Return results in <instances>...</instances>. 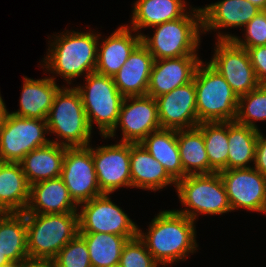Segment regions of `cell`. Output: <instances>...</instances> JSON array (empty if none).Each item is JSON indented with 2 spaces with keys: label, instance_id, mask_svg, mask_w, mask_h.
Listing matches in <instances>:
<instances>
[{
  "label": "cell",
  "instance_id": "obj_1",
  "mask_svg": "<svg viewBox=\"0 0 266 267\" xmlns=\"http://www.w3.org/2000/svg\"><path fill=\"white\" fill-rule=\"evenodd\" d=\"M149 223L147 233L138 228V237L159 265L173 266L198 252L197 222L186 215L173 209L163 210Z\"/></svg>",
  "mask_w": 266,
  "mask_h": 267
},
{
  "label": "cell",
  "instance_id": "obj_2",
  "mask_svg": "<svg viewBox=\"0 0 266 267\" xmlns=\"http://www.w3.org/2000/svg\"><path fill=\"white\" fill-rule=\"evenodd\" d=\"M54 34L49 39V46L45 57L39 63L46 71L51 73L50 78L57 80L62 77L68 85L74 79L95 72L97 65V52L99 33L86 30L74 31L65 29L60 34ZM52 37L54 39H52ZM52 40V41H51ZM56 77H55V76Z\"/></svg>",
  "mask_w": 266,
  "mask_h": 267
},
{
  "label": "cell",
  "instance_id": "obj_3",
  "mask_svg": "<svg viewBox=\"0 0 266 267\" xmlns=\"http://www.w3.org/2000/svg\"><path fill=\"white\" fill-rule=\"evenodd\" d=\"M151 35H141V43L152 54L154 60L199 56L201 45L202 14L199 7H191L181 18L152 27ZM201 35V36H200Z\"/></svg>",
  "mask_w": 266,
  "mask_h": 267
},
{
  "label": "cell",
  "instance_id": "obj_4",
  "mask_svg": "<svg viewBox=\"0 0 266 267\" xmlns=\"http://www.w3.org/2000/svg\"><path fill=\"white\" fill-rule=\"evenodd\" d=\"M29 260L52 261L79 234L78 213H24Z\"/></svg>",
  "mask_w": 266,
  "mask_h": 267
},
{
  "label": "cell",
  "instance_id": "obj_5",
  "mask_svg": "<svg viewBox=\"0 0 266 267\" xmlns=\"http://www.w3.org/2000/svg\"><path fill=\"white\" fill-rule=\"evenodd\" d=\"M74 85H62L56 92L47 117L48 135L55 134L51 142L61 146L85 147L91 143L93 130Z\"/></svg>",
  "mask_w": 266,
  "mask_h": 267
},
{
  "label": "cell",
  "instance_id": "obj_6",
  "mask_svg": "<svg viewBox=\"0 0 266 267\" xmlns=\"http://www.w3.org/2000/svg\"><path fill=\"white\" fill-rule=\"evenodd\" d=\"M194 84L196 90V109L198 121H235L238 111V96L233 92L225 78L206 61L198 65Z\"/></svg>",
  "mask_w": 266,
  "mask_h": 267
},
{
  "label": "cell",
  "instance_id": "obj_7",
  "mask_svg": "<svg viewBox=\"0 0 266 267\" xmlns=\"http://www.w3.org/2000/svg\"><path fill=\"white\" fill-rule=\"evenodd\" d=\"M176 192L182 208L174 209L197 221L199 215H223L232 209L219 172L188 175L176 182Z\"/></svg>",
  "mask_w": 266,
  "mask_h": 267
},
{
  "label": "cell",
  "instance_id": "obj_8",
  "mask_svg": "<svg viewBox=\"0 0 266 267\" xmlns=\"http://www.w3.org/2000/svg\"><path fill=\"white\" fill-rule=\"evenodd\" d=\"M85 84L74 86L80 93L90 128L98 127L100 137L107 136L116 126L124 96L117 89L113 77L89 73Z\"/></svg>",
  "mask_w": 266,
  "mask_h": 267
},
{
  "label": "cell",
  "instance_id": "obj_9",
  "mask_svg": "<svg viewBox=\"0 0 266 267\" xmlns=\"http://www.w3.org/2000/svg\"><path fill=\"white\" fill-rule=\"evenodd\" d=\"M47 120L18 117L7 112L0 125V161L20 162L25 155L51 142Z\"/></svg>",
  "mask_w": 266,
  "mask_h": 267
},
{
  "label": "cell",
  "instance_id": "obj_10",
  "mask_svg": "<svg viewBox=\"0 0 266 267\" xmlns=\"http://www.w3.org/2000/svg\"><path fill=\"white\" fill-rule=\"evenodd\" d=\"M110 195L103 193L78 206L79 233L100 232L137 237L138 225L111 200Z\"/></svg>",
  "mask_w": 266,
  "mask_h": 267
},
{
  "label": "cell",
  "instance_id": "obj_11",
  "mask_svg": "<svg viewBox=\"0 0 266 267\" xmlns=\"http://www.w3.org/2000/svg\"><path fill=\"white\" fill-rule=\"evenodd\" d=\"M207 63L225 78L238 98L260 85L247 49L233 40H216L214 54Z\"/></svg>",
  "mask_w": 266,
  "mask_h": 267
},
{
  "label": "cell",
  "instance_id": "obj_12",
  "mask_svg": "<svg viewBox=\"0 0 266 267\" xmlns=\"http://www.w3.org/2000/svg\"><path fill=\"white\" fill-rule=\"evenodd\" d=\"M120 128L122 137L119 142L141 143L150 133L161 128L157 103L148 95L125 97L117 124L105 139H116V130Z\"/></svg>",
  "mask_w": 266,
  "mask_h": 267
},
{
  "label": "cell",
  "instance_id": "obj_13",
  "mask_svg": "<svg viewBox=\"0 0 266 267\" xmlns=\"http://www.w3.org/2000/svg\"><path fill=\"white\" fill-rule=\"evenodd\" d=\"M61 178L78 206L103 194L95 171L92 144L66 147Z\"/></svg>",
  "mask_w": 266,
  "mask_h": 267
},
{
  "label": "cell",
  "instance_id": "obj_14",
  "mask_svg": "<svg viewBox=\"0 0 266 267\" xmlns=\"http://www.w3.org/2000/svg\"><path fill=\"white\" fill-rule=\"evenodd\" d=\"M232 211L245 209L266 215V176L254 167L219 172Z\"/></svg>",
  "mask_w": 266,
  "mask_h": 267
},
{
  "label": "cell",
  "instance_id": "obj_15",
  "mask_svg": "<svg viewBox=\"0 0 266 267\" xmlns=\"http://www.w3.org/2000/svg\"><path fill=\"white\" fill-rule=\"evenodd\" d=\"M92 146V156L102 193L113 194L122 187L131 188L130 143Z\"/></svg>",
  "mask_w": 266,
  "mask_h": 267
},
{
  "label": "cell",
  "instance_id": "obj_16",
  "mask_svg": "<svg viewBox=\"0 0 266 267\" xmlns=\"http://www.w3.org/2000/svg\"><path fill=\"white\" fill-rule=\"evenodd\" d=\"M203 34L216 32V40H232L235 35L221 32L226 28L243 27L259 12L248 0H220L200 7ZM212 30V31H211ZM218 31V33H217Z\"/></svg>",
  "mask_w": 266,
  "mask_h": 267
},
{
  "label": "cell",
  "instance_id": "obj_17",
  "mask_svg": "<svg viewBox=\"0 0 266 267\" xmlns=\"http://www.w3.org/2000/svg\"><path fill=\"white\" fill-rule=\"evenodd\" d=\"M161 128L190 129L199 125L194 79L155 98Z\"/></svg>",
  "mask_w": 266,
  "mask_h": 267
},
{
  "label": "cell",
  "instance_id": "obj_18",
  "mask_svg": "<svg viewBox=\"0 0 266 267\" xmlns=\"http://www.w3.org/2000/svg\"><path fill=\"white\" fill-rule=\"evenodd\" d=\"M201 62L199 56L154 60L146 95L156 98L188 84Z\"/></svg>",
  "mask_w": 266,
  "mask_h": 267
},
{
  "label": "cell",
  "instance_id": "obj_19",
  "mask_svg": "<svg viewBox=\"0 0 266 267\" xmlns=\"http://www.w3.org/2000/svg\"><path fill=\"white\" fill-rule=\"evenodd\" d=\"M101 37L99 33L95 72L113 77L141 43V35L125 24L119 26L107 38L101 39Z\"/></svg>",
  "mask_w": 266,
  "mask_h": 267
},
{
  "label": "cell",
  "instance_id": "obj_20",
  "mask_svg": "<svg viewBox=\"0 0 266 267\" xmlns=\"http://www.w3.org/2000/svg\"><path fill=\"white\" fill-rule=\"evenodd\" d=\"M154 58L140 43L129 55L113 81L124 97L145 96L149 85Z\"/></svg>",
  "mask_w": 266,
  "mask_h": 267
},
{
  "label": "cell",
  "instance_id": "obj_21",
  "mask_svg": "<svg viewBox=\"0 0 266 267\" xmlns=\"http://www.w3.org/2000/svg\"><path fill=\"white\" fill-rule=\"evenodd\" d=\"M78 205L71 198L61 177L30 185V197L23 213H78Z\"/></svg>",
  "mask_w": 266,
  "mask_h": 267
},
{
  "label": "cell",
  "instance_id": "obj_22",
  "mask_svg": "<svg viewBox=\"0 0 266 267\" xmlns=\"http://www.w3.org/2000/svg\"><path fill=\"white\" fill-rule=\"evenodd\" d=\"M19 109L10 113L18 117L47 120L53 99L61 87L46 76L41 79L23 77Z\"/></svg>",
  "mask_w": 266,
  "mask_h": 267
},
{
  "label": "cell",
  "instance_id": "obj_23",
  "mask_svg": "<svg viewBox=\"0 0 266 267\" xmlns=\"http://www.w3.org/2000/svg\"><path fill=\"white\" fill-rule=\"evenodd\" d=\"M131 188L162 191L176 182L164 167L154 159L141 143H130Z\"/></svg>",
  "mask_w": 266,
  "mask_h": 267
},
{
  "label": "cell",
  "instance_id": "obj_24",
  "mask_svg": "<svg viewBox=\"0 0 266 267\" xmlns=\"http://www.w3.org/2000/svg\"><path fill=\"white\" fill-rule=\"evenodd\" d=\"M186 0H136L133 3L131 24H126L139 35L142 29L183 17L191 9Z\"/></svg>",
  "mask_w": 266,
  "mask_h": 267
},
{
  "label": "cell",
  "instance_id": "obj_25",
  "mask_svg": "<svg viewBox=\"0 0 266 267\" xmlns=\"http://www.w3.org/2000/svg\"><path fill=\"white\" fill-rule=\"evenodd\" d=\"M66 147L50 142L36 148L20 161L30 185L61 177Z\"/></svg>",
  "mask_w": 266,
  "mask_h": 267
},
{
  "label": "cell",
  "instance_id": "obj_26",
  "mask_svg": "<svg viewBox=\"0 0 266 267\" xmlns=\"http://www.w3.org/2000/svg\"><path fill=\"white\" fill-rule=\"evenodd\" d=\"M30 184L20 162L0 161V213L25 212Z\"/></svg>",
  "mask_w": 266,
  "mask_h": 267
},
{
  "label": "cell",
  "instance_id": "obj_27",
  "mask_svg": "<svg viewBox=\"0 0 266 267\" xmlns=\"http://www.w3.org/2000/svg\"><path fill=\"white\" fill-rule=\"evenodd\" d=\"M141 145L177 182L186 176L183 170L177 142V130L160 128L150 133Z\"/></svg>",
  "mask_w": 266,
  "mask_h": 267
},
{
  "label": "cell",
  "instance_id": "obj_28",
  "mask_svg": "<svg viewBox=\"0 0 266 267\" xmlns=\"http://www.w3.org/2000/svg\"><path fill=\"white\" fill-rule=\"evenodd\" d=\"M27 223L23 212L0 213V252L9 261L29 260Z\"/></svg>",
  "mask_w": 266,
  "mask_h": 267
},
{
  "label": "cell",
  "instance_id": "obj_29",
  "mask_svg": "<svg viewBox=\"0 0 266 267\" xmlns=\"http://www.w3.org/2000/svg\"><path fill=\"white\" fill-rule=\"evenodd\" d=\"M177 142L186 176L209 174V159L202 131L198 127L177 130Z\"/></svg>",
  "mask_w": 266,
  "mask_h": 267
},
{
  "label": "cell",
  "instance_id": "obj_30",
  "mask_svg": "<svg viewBox=\"0 0 266 267\" xmlns=\"http://www.w3.org/2000/svg\"><path fill=\"white\" fill-rule=\"evenodd\" d=\"M258 134L259 130L228 121V170L253 167Z\"/></svg>",
  "mask_w": 266,
  "mask_h": 267
},
{
  "label": "cell",
  "instance_id": "obj_31",
  "mask_svg": "<svg viewBox=\"0 0 266 267\" xmlns=\"http://www.w3.org/2000/svg\"><path fill=\"white\" fill-rule=\"evenodd\" d=\"M85 240L91 267H109L119 264L124 245L135 237L108 233H79Z\"/></svg>",
  "mask_w": 266,
  "mask_h": 267
},
{
  "label": "cell",
  "instance_id": "obj_32",
  "mask_svg": "<svg viewBox=\"0 0 266 267\" xmlns=\"http://www.w3.org/2000/svg\"><path fill=\"white\" fill-rule=\"evenodd\" d=\"M197 127L203 133L209 174L228 170V122H204Z\"/></svg>",
  "mask_w": 266,
  "mask_h": 267
},
{
  "label": "cell",
  "instance_id": "obj_33",
  "mask_svg": "<svg viewBox=\"0 0 266 267\" xmlns=\"http://www.w3.org/2000/svg\"><path fill=\"white\" fill-rule=\"evenodd\" d=\"M237 123L260 131L257 121H266V84L240 96L238 101Z\"/></svg>",
  "mask_w": 266,
  "mask_h": 267
},
{
  "label": "cell",
  "instance_id": "obj_34",
  "mask_svg": "<svg viewBox=\"0 0 266 267\" xmlns=\"http://www.w3.org/2000/svg\"><path fill=\"white\" fill-rule=\"evenodd\" d=\"M52 261L55 267H91L87 244L79 234Z\"/></svg>",
  "mask_w": 266,
  "mask_h": 267
},
{
  "label": "cell",
  "instance_id": "obj_35",
  "mask_svg": "<svg viewBox=\"0 0 266 267\" xmlns=\"http://www.w3.org/2000/svg\"><path fill=\"white\" fill-rule=\"evenodd\" d=\"M120 267H160L137 236L124 245L119 261Z\"/></svg>",
  "mask_w": 266,
  "mask_h": 267
},
{
  "label": "cell",
  "instance_id": "obj_36",
  "mask_svg": "<svg viewBox=\"0 0 266 267\" xmlns=\"http://www.w3.org/2000/svg\"><path fill=\"white\" fill-rule=\"evenodd\" d=\"M243 39L235 35L232 39L245 49L266 45V10L259 11L245 26Z\"/></svg>",
  "mask_w": 266,
  "mask_h": 267
},
{
  "label": "cell",
  "instance_id": "obj_37",
  "mask_svg": "<svg viewBox=\"0 0 266 267\" xmlns=\"http://www.w3.org/2000/svg\"><path fill=\"white\" fill-rule=\"evenodd\" d=\"M256 78L260 84H266V45L247 49Z\"/></svg>",
  "mask_w": 266,
  "mask_h": 267
},
{
  "label": "cell",
  "instance_id": "obj_38",
  "mask_svg": "<svg viewBox=\"0 0 266 267\" xmlns=\"http://www.w3.org/2000/svg\"><path fill=\"white\" fill-rule=\"evenodd\" d=\"M254 168L266 176V137L261 130L257 138Z\"/></svg>",
  "mask_w": 266,
  "mask_h": 267
},
{
  "label": "cell",
  "instance_id": "obj_39",
  "mask_svg": "<svg viewBox=\"0 0 266 267\" xmlns=\"http://www.w3.org/2000/svg\"><path fill=\"white\" fill-rule=\"evenodd\" d=\"M24 267H55L53 261L28 260L25 261Z\"/></svg>",
  "mask_w": 266,
  "mask_h": 267
},
{
  "label": "cell",
  "instance_id": "obj_40",
  "mask_svg": "<svg viewBox=\"0 0 266 267\" xmlns=\"http://www.w3.org/2000/svg\"><path fill=\"white\" fill-rule=\"evenodd\" d=\"M8 109L4 100L2 99L1 92H0V125L4 122V119L7 115Z\"/></svg>",
  "mask_w": 266,
  "mask_h": 267
},
{
  "label": "cell",
  "instance_id": "obj_41",
  "mask_svg": "<svg viewBox=\"0 0 266 267\" xmlns=\"http://www.w3.org/2000/svg\"><path fill=\"white\" fill-rule=\"evenodd\" d=\"M25 261L28 260L10 261L9 263L2 265L1 267H24Z\"/></svg>",
  "mask_w": 266,
  "mask_h": 267
},
{
  "label": "cell",
  "instance_id": "obj_42",
  "mask_svg": "<svg viewBox=\"0 0 266 267\" xmlns=\"http://www.w3.org/2000/svg\"><path fill=\"white\" fill-rule=\"evenodd\" d=\"M260 10H266V0H248Z\"/></svg>",
  "mask_w": 266,
  "mask_h": 267
},
{
  "label": "cell",
  "instance_id": "obj_43",
  "mask_svg": "<svg viewBox=\"0 0 266 267\" xmlns=\"http://www.w3.org/2000/svg\"><path fill=\"white\" fill-rule=\"evenodd\" d=\"M9 262L10 261L7 259V257L0 252V267L2 265H5V264L9 263Z\"/></svg>",
  "mask_w": 266,
  "mask_h": 267
},
{
  "label": "cell",
  "instance_id": "obj_44",
  "mask_svg": "<svg viewBox=\"0 0 266 267\" xmlns=\"http://www.w3.org/2000/svg\"><path fill=\"white\" fill-rule=\"evenodd\" d=\"M109 267H120V266H119V264H117V265H114V266H109Z\"/></svg>",
  "mask_w": 266,
  "mask_h": 267
}]
</instances>
